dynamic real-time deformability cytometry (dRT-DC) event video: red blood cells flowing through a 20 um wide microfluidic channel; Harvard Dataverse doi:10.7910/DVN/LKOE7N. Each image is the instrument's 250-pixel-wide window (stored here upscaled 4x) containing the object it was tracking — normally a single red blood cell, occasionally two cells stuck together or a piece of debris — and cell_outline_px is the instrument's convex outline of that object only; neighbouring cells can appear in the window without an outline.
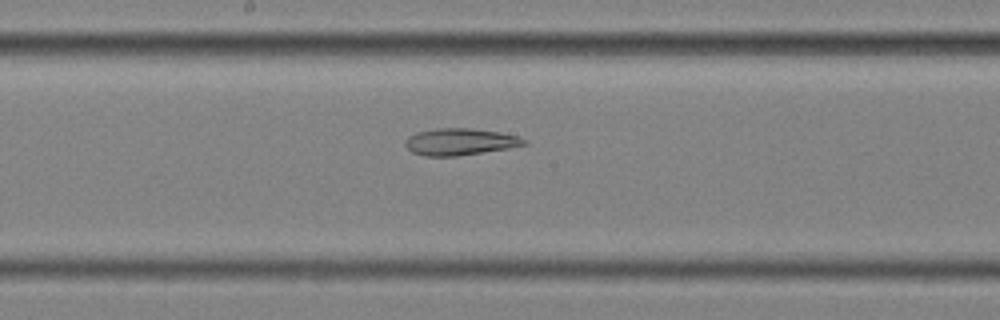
{"species": "common noctule bat (a hibernating species)", "species_latin": "Nyctalus noctula", "temperature_condition": "cold", "stored_images_in_passage": 57, "segment_of_instrument_passage": [2, 2], "camera_frame_rate_fps": 3000, "um_per_image_px": 0.085, "animal": {"sex": "female", "body_mass_g": 25.1}, "frame": {"image": 1, "passage_image": 31, "time_ms": 10.0, "image_size_px": [1000, 320], "cell_outline_px": [[528, 144], [508, 148], [456, 156], [424, 156], [412, 152], [404, 144], [404, 140], [408, 136], [416, 132], [436, 128], [468, 128], [500, 132], [516, 136], [528, 140]], "centroid_in_image_um": [39.07, 12.05], "position_along_channel_um": 209.1, "area_um2": 18.55}}
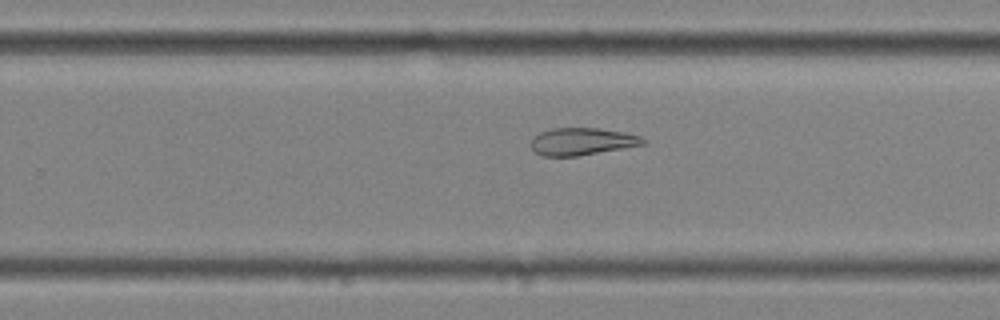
{"frame": {"image": 2, "passage_image": 37, "time_ms": 12.0, "image_size_px": [1000, 320], "cell_outline_px": [[648, 144], [576, 156], [544, 156], [536, 152], [532, 148], [532, 140], [540, 132], [552, 128], [596, 128], [624, 132], [640, 136], [648, 140]], "centroid_in_image_um": [49.54, 12.02], "position_along_channel_um": 280.3, "area_um2": 17.74}}
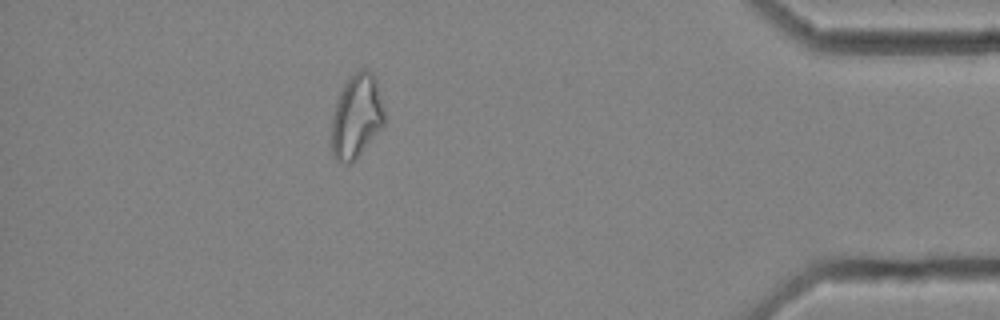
{"frame": {"image": 3, "passage_image": 51, "time_ms": 16.667, "image_size_px": [1000, 320], "cell_outline_px": [[384, 124], [360, 152], [348, 164], [344, 164], [336, 160], [332, 156], [332, 120], [336, 100], [344, 84], [360, 68], [368, 68], [372, 72], [376, 80], [384, 108]], "centroid_in_image_um": [30.29, 9.85], "position_along_channel_um": 404.9, "area_um2": 25.43}}